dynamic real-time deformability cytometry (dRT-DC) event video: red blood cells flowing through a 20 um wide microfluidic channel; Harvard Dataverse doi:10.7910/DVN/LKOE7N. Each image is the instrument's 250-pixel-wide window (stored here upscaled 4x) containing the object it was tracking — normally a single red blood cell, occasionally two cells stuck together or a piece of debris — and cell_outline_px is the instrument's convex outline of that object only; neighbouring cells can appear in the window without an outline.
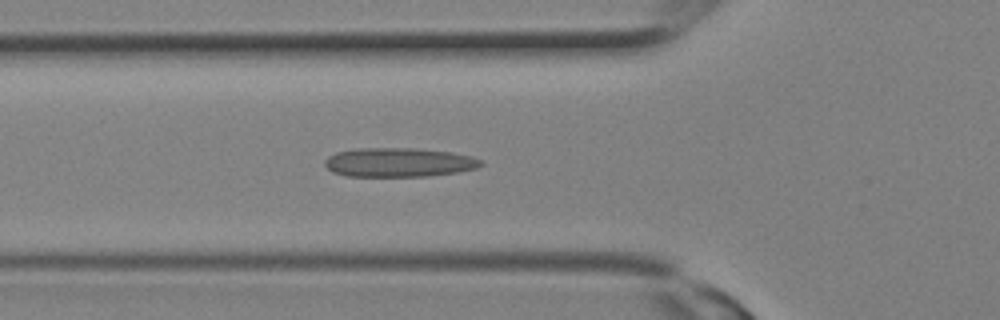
{"species": "Egyptian fruit bat (a non-hibernating species)", "species_latin": "Rousettus aegyptiacus", "temperature_condition": "room temperature", "stored_images_in_passage": 12, "camera_frame_rate_fps": 3000, "um_per_image_px": 0.085, "animal": {"sex": "female"}, "frame": {"image": 1, "passage_image": 10, "time_ms": 3.0, "image_size_px": [1000, 320], "cell_outline_px": [[484, 164], [476, 168], [456, 172], [428, 176], [348, 176], [332, 172], [324, 164], [324, 160], [328, 156], [336, 152], [356, 148], [412, 148], [452, 152], [472, 156], [480, 160]], "centroid_in_image_um": [33.88, 13.79], "position_along_channel_um": 91.9, "area_um2": 26.47}}
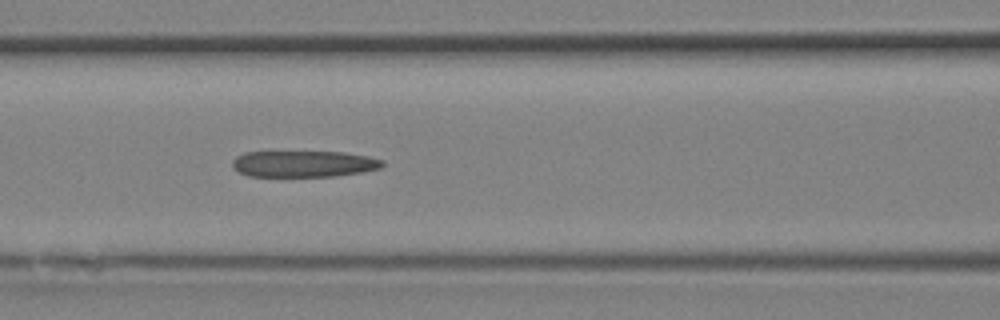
{"frame": {"image": 2, "passage_image": 12, "time_ms": 3.667, "image_size_px": [1000, 320], "cell_outline_px": [[384, 164], [380, 168], [364, 172], [336, 176], [248, 176], [240, 172], [232, 164], [232, 160], [236, 156], [244, 152], [344, 152], [368, 156], [384, 160]], "centroid_in_image_um": [25.85, 13.92], "position_along_channel_um": 140.7, "area_um2": 23.06}}